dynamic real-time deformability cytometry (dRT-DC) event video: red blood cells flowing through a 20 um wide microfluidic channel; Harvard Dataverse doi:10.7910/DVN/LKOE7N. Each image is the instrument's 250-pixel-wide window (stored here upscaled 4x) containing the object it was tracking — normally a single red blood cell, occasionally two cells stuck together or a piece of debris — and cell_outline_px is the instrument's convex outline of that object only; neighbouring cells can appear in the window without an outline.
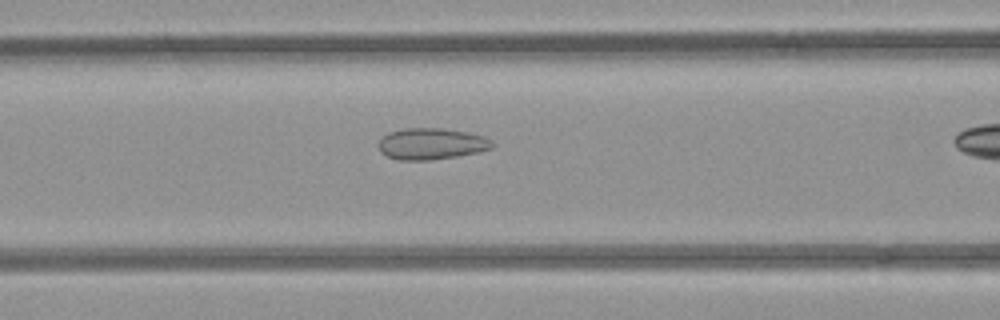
{"species": "common noctule bat (a hibernating species)", "species_latin": "Nyctalus noctula", "temperature_condition": "room temperature", "stored_images_in_passage": 15, "camera_frame_rate_fps": 3000, "um_per_image_px": 0.085, "animal": {"sex": "female", "body_mass_g": 21.9}, "frame": {"image": 1, "passage_image": 7, "time_ms": 2.0, "image_size_px": [1000, 320], "cell_outline_px": [[496, 144], [492, 148], [480, 152], [456, 156], [428, 160], [400, 160], [388, 156], [380, 152], [376, 144], [388, 132], [404, 128], [444, 128], [468, 132], [484, 136], [492, 140]], "centroid_in_image_um": [36.68, 12.21], "position_along_channel_um": 129.9, "area_um2": 21.04}}
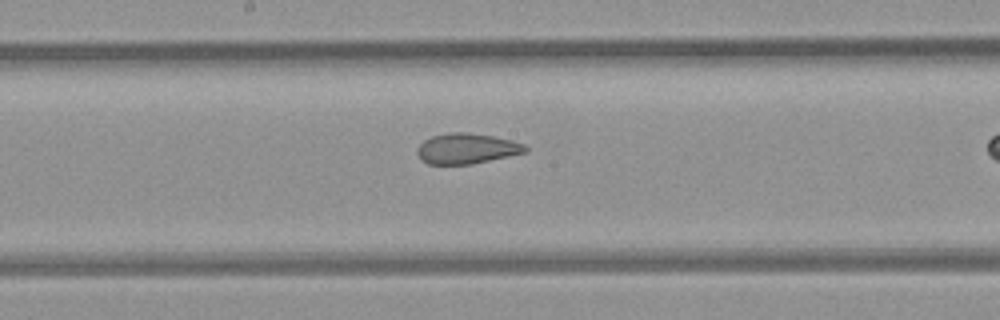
{"frame": {"image": 2, "passage_image": 13, "time_ms": 4.0, "image_size_px": [1000, 320], "cell_outline_px": [[528, 148], [524, 152], [508, 156], [472, 164], [428, 164], [420, 160], [416, 152], [416, 148], [424, 140], [432, 136], [452, 132], [468, 132], [492, 136], [512, 140], [524, 144]], "centroid_in_image_um": [39.62, 12.63], "position_along_channel_um": 208.6, "area_um2": 19.13}}